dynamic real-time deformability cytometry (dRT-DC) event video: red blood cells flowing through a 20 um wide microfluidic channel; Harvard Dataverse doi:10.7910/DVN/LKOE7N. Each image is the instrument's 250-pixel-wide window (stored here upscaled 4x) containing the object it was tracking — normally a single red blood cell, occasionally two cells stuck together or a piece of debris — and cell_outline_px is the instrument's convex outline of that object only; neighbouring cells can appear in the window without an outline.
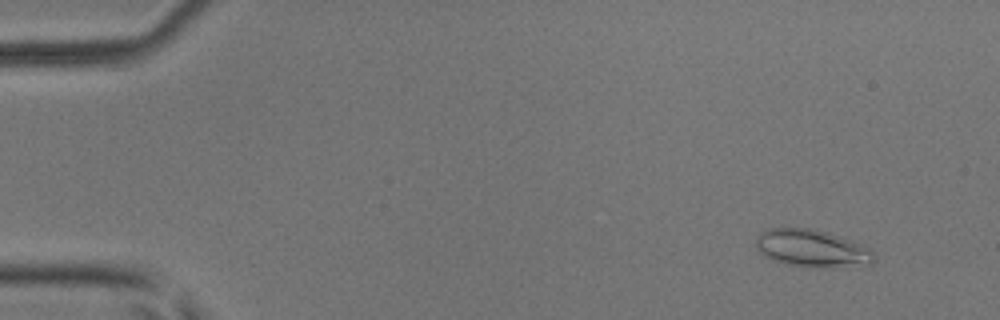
{"species": "common noctule bat (a hibernating species)", "species_latin": "Nyctalus noctula", "temperature_condition": "room temperature", "stored_images_in_passage": 5, "camera_frame_rate_fps": 3000, "um_per_image_px": 0.085, "animal": {"sex": "male", "body_mass_g": 17.9, "forearm_length_mm": 54.2}, "frame": {"image": 1, "passage_image": 2, "time_ms": 0.333, "image_size_px": [1000, 320], "cell_outline_px": [[872, 264], [824, 268], [812, 268], [788, 264], [764, 256], [756, 248], [756, 240], [760, 232], [768, 228], [812, 228], [840, 236], [852, 240], [868, 248], [872, 252]], "centroid_in_image_um": [68.99, 21.11], "position_along_channel_um": 16.0, "area_um2": 25.66}}